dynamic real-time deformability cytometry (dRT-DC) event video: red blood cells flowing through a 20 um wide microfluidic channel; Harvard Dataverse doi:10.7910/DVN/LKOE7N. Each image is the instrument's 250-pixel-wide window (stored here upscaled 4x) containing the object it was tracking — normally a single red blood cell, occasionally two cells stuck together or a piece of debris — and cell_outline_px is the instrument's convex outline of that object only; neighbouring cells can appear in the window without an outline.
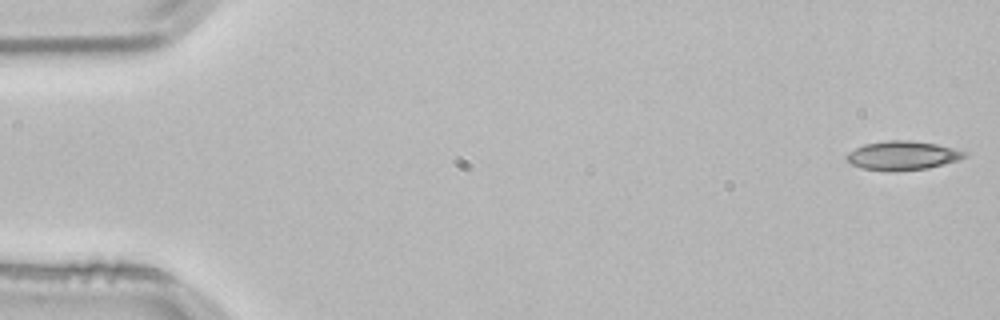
{"species": "common noctule bat (a hibernating species)", "species_latin": "Nyctalus noctula", "temperature_condition": "room temperature", "stored_images_in_passage": 53, "camera_frame_rate_fps": 3000, "um_per_image_px": 0.085, "animal": {"sex": "male", "body_mass_g": 21.5, "forearm_length_mm": 52.0}, "frame": {"image": 1, "passage_image": 1, "time_ms": 0.0, "image_size_px": [1000, 320], "cell_outline_px": [[968, 152], [960, 160], [928, 168], [864, 168], [852, 164], [848, 160], [848, 152], [864, 144], [888, 140], [908, 140], [936, 144]], "centroid_in_image_um": [76.77, 13.16], "position_along_channel_um": 8.2, "area_um2": 18.79}}
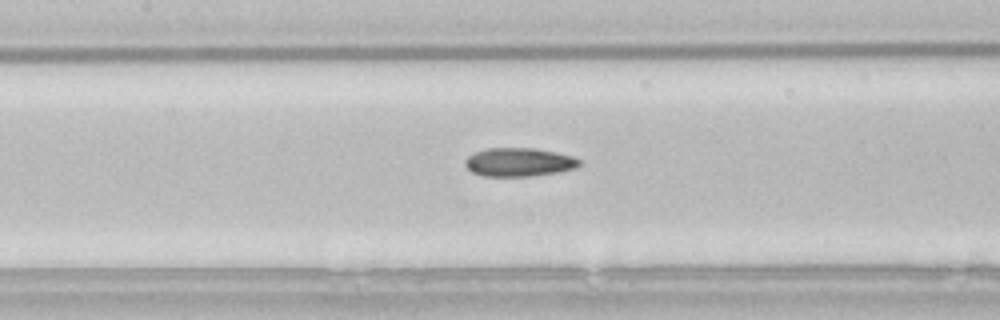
{"frame": {"image": 2, "passage_image": 24, "time_ms": 7.667, "image_size_px": [1000, 320], "cell_outline_px": [[584, 164], [576, 168], [556, 172], [532, 176], [484, 176], [472, 172], [464, 164], [464, 160], [468, 156], [476, 152], [488, 148], [536, 148], [556, 152], [572, 156], [580, 160]], "centroid_in_image_um": [44.14, 13.78], "position_along_channel_um": 163.3, "area_um2": 19.07}}
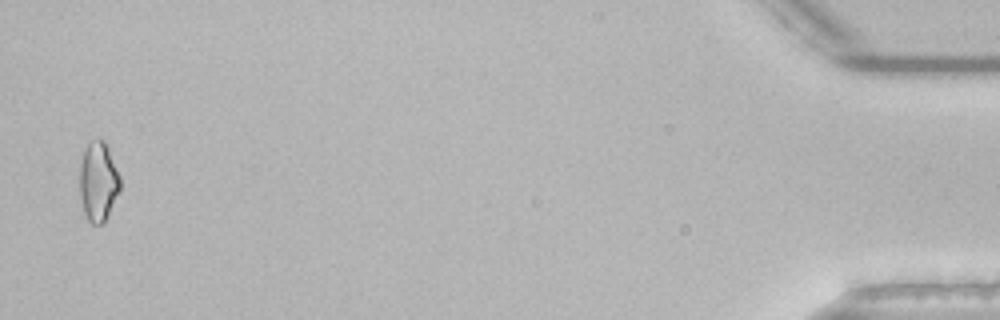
{"frame": {"image": 3, "passage_image": 52, "time_ms": 17.0, "image_size_px": [1000, 320], "cell_outline_px": [[120, 192], [104, 224], [92, 224], [84, 216], [80, 196], [80, 164], [84, 148], [92, 140], [104, 140], [108, 148], [120, 176]], "centroid_in_image_um": [8.35, 15.48], "position_along_channel_um": 426.8, "area_um2": 18.96}, "authors_computed_cell_mechanics": {"area_um2": 18.7272, "velocity_mm_per_s": 3.8313, "shape_relaxation_time_tau1_ms": null, "shape_relaxation_time_tau2_ms": 7.0581, "deformation_change_tau1": null, "deformation_change_tau2": 0.1682}}